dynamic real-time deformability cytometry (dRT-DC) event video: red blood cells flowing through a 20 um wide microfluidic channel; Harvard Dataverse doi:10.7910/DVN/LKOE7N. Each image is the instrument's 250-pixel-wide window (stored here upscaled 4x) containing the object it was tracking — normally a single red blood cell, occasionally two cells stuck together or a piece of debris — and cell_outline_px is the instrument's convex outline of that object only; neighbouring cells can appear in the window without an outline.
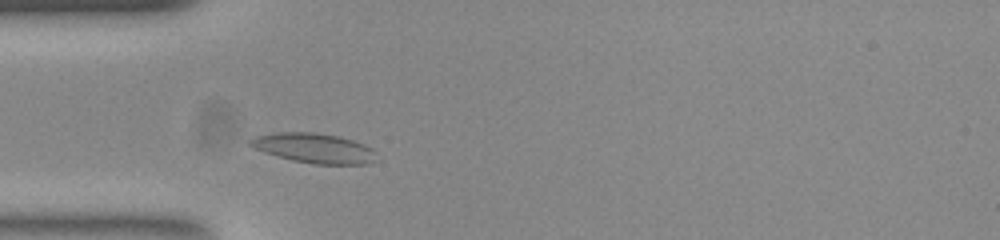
{"species": "common noctule bat (a hibernating species)", "species_latin": "Nyctalus noctula", "temperature_condition": "room temperature", "stored_images_in_passage": 34, "camera_frame_rate_fps": 3000, "um_per_image_px": 0.085, "animal": {"sex": "female", "body_mass_g": 23.0, "forearm_length_mm": 53.4}, "frame": {"image": 1, "passage_image": 5, "time_ms": 1.333, "image_size_px": [1000, 240], "cell_outline_px": [[376, 152], [372, 160], [364, 164], [312, 164], [292, 160], [276, 156], [264, 152], [248, 144], [248, 140], [256, 136], [280, 132], [312, 132], [336, 136], [352, 140], [372, 148]], "centroid_in_image_um": [26.65, 12.59], "position_along_channel_um": 58.4, "area_um2": 21.56}}
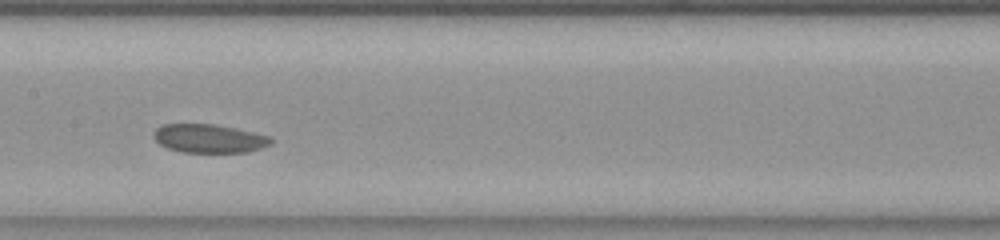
{"frame": {"image": 2, "passage_image": 16, "time_ms": 5.0, "image_size_px": [1000, 240], "cell_outline_px": [[272, 144], [248, 152], [184, 152], [168, 148], [160, 144], [156, 140], [156, 128], [164, 124], [216, 124], [236, 128], [272, 136]], "centroid_in_image_um": [17.84, 11.77], "position_along_channel_um": 189.6, "area_um2": 19.42}}
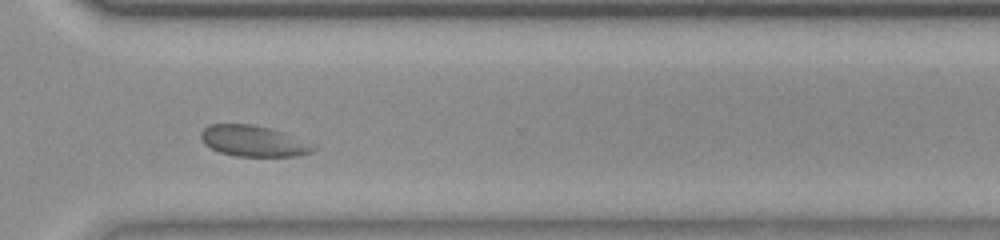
{"frame": {"image": 3, "passage_image": 29, "time_ms": 9.333, "image_size_px": [1000, 240], "cell_outline_px": [[316, 148], [312, 152], [296, 156], [236, 156], [220, 152], [204, 144], [200, 136], [200, 132], [204, 128], [212, 124], [252, 124], [268, 128], [280, 132]], "centroid_in_image_um": [21.42, 11.99], "position_along_channel_um": 349.2, "area_um2": 19.59}, "authors_computed_cell_mechanics": {"area_um2": 20.1433, "velocity_mm_per_s": 3.6715, "shape_relaxation_time_tau1_ms": null, "shape_relaxation_time_tau2_ms": 2.062, "deformation_change_tau1": null, "deformation_change_tau2": 0.0471}}